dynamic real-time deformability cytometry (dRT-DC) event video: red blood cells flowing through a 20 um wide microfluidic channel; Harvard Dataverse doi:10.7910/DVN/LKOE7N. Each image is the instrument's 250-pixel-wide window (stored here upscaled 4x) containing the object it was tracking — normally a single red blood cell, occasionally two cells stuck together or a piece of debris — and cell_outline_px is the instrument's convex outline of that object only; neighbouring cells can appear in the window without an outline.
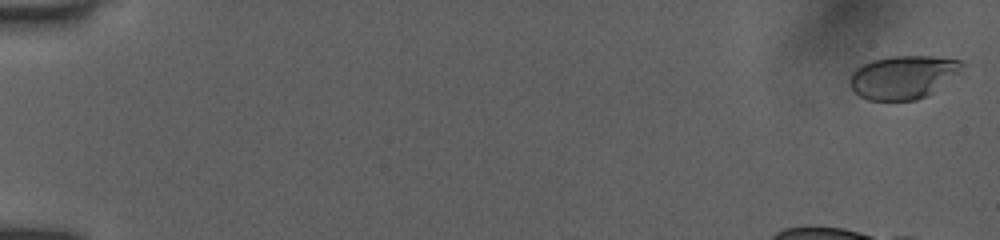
{"species": "human", "species_latin": "Homo sapiens", "temperature_condition": "room temperature", "stored_images_in_passage": 25, "camera_frame_rate_fps": 3000, "um_per_image_px": 0.085, "donor": {"sex": "female"}, "frame": {"image": 1, "passage_image": 1, "time_ms": 0.0, "image_size_px": [1000, 240], "cell_outline_px": [[964, 64], [960, 72], [932, 92], [916, 100], [868, 100], [860, 96], [852, 88], [848, 80], [852, 72], [856, 68], [872, 60], [892, 56], [932, 56], [960, 60]], "centroid_in_image_um": [76.74, 6.54], "position_along_channel_um": 8.3, "area_um2": 28.03}}